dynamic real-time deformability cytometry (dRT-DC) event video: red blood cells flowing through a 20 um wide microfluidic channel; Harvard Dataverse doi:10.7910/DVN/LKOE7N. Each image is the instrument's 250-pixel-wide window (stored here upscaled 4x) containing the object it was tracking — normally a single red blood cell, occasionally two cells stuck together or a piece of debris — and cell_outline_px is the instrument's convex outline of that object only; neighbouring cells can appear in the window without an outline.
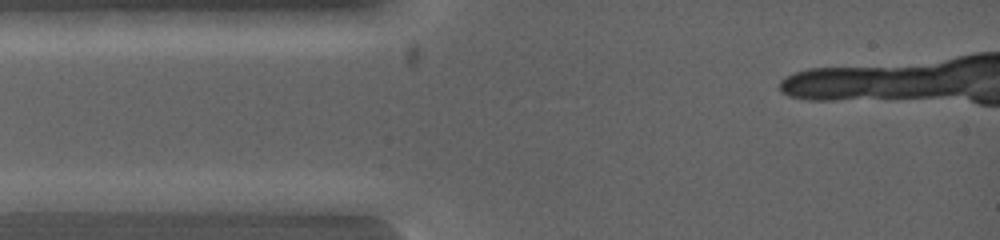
{"species": "common noctule bat (a hibernating species)", "species_latin": "Nyctalus noctula", "temperature_condition": "warm", "stored_images_in_passage": 2, "camera_frame_rate_fps": 5000, "um_per_image_px": 0.085, "animal": {"sex": "female", "body_mass_g": 19.0, "forearm_length_mm": 53.3}, "frame": {"image": 1, "passage_image": 1, "time_ms": 0.0, "image_size_px": [1000, 240], "cell_outline_px": [[124, 200], [84, 212], [16, 212], [16, 200], [36, 192], [76, 192]], "centroid_in_image_um": [5.27, 17.2], "position_along_channel_um": 79.7, "area_um2": 11.91}}